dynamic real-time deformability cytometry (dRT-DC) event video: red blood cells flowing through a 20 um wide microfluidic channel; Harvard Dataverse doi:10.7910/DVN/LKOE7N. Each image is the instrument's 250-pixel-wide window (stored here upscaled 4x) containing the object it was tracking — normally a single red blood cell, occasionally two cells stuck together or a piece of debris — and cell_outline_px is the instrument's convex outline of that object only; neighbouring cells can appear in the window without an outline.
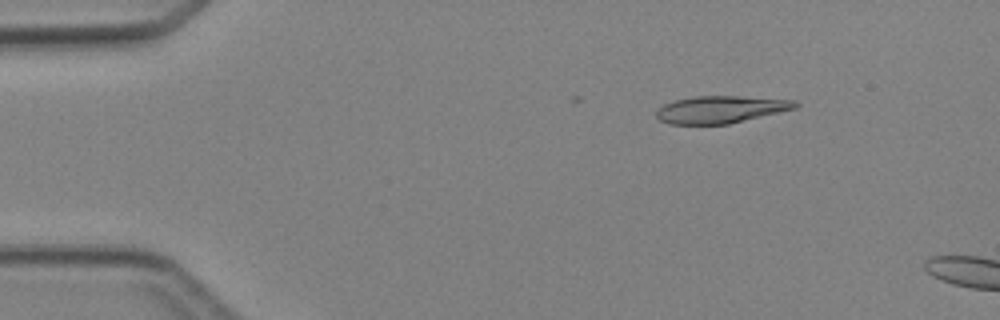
{"species": "Egyptian fruit bat (a non-hibernating species)", "species_latin": "Rousettus aegyptiacus", "temperature_condition": "cold", "stored_images_in_passage": 4, "camera_frame_rate_fps": 3000, "um_per_image_px": 0.085, "animal": {"sex": "female"}, "frame": {"image": 1, "passage_image": 2, "time_ms": 1.0, "image_size_px": [1000, 320], "cell_outline_px": [[800, 104], [796, 108], [728, 124], [668, 124], [660, 120], [656, 116], [656, 108], [672, 100], [692, 96], [740, 96], [796, 100]], "centroid_in_image_um": [61.22, 9.29], "position_along_channel_um": 23.8, "area_um2": 22.2}}